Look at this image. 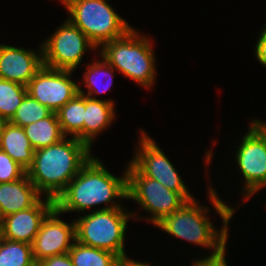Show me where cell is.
<instances>
[{"label":"cell","mask_w":266,"mask_h":266,"mask_svg":"<svg viewBox=\"0 0 266 266\" xmlns=\"http://www.w3.org/2000/svg\"><path fill=\"white\" fill-rule=\"evenodd\" d=\"M122 177H116L106 169L98 157L91 159L68 183L65 190L56 198L55 208L62 214L85 212L100 204H107L98 210L123 208L118 199H127V169Z\"/></svg>","instance_id":"obj_1"},{"label":"cell","mask_w":266,"mask_h":266,"mask_svg":"<svg viewBox=\"0 0 266 266\" xmlns=\"http://www.w3.org/2000/svg\"><path fill=\"white\" fill-rule=\"evenodd\" d=\"M91 148L76 137L63 138L60 142L34 152L33 163L27 170L29 180L37 191L56 200L68 183L91 159Z\"/></svg>","instance_id":"obj_2"},{"label":"cell","mask_w":266,"mask_h":266,"mask_svg":"<svg viewBox=\"0 0 266 266\" xmlns=\"http://www.w3.org/2000/svg\"><path fill=\"white\" fill-rule=\"evenodd\" d=\"M208 187H210L208 188V197L211 204L223 220L222 229H216L208 218L209 206H202L196 198L184 203L177 211L165 217L155 227L178 239H183L206 249L209 248V250L212 249L211 254H213L227 244L228 224L235 209L226 205L218 197L214 188Z\"/></svg>","instance_id":"obj_3"},{"label":"cell","mask_w":266,"mask_h":266,"mask_svg":"<svg viewBox=\"0 0 266 266\" xmlns=\"http://www.w3.org/2000/svg\"><path fill=\"white\" fill-rule=\"evenodd\" d=\"M152 47L150 38L131 28L124 36L104 43L99 54L122 75L149 89L156 79Z\"/></svg>","instance_id":"obj_4"},{"label":"cell","mask_w":266,"mask_h":266,"mask_svg":"<svg viewBox=\"0 0 266 266\" xmlns=\"http://www.w3.org/2000/svg\"><path fill=\"white\" fill-rule=\"evenodd\" d=\"M68 20L98 48L124 36L131 25L117 14L107 0H62Z\"/></svg>","instance_id":"obj_5"},{"label":"cell","mask_w":266,"mask_h":266,"mask_svg":"<svg viewBox=\"0 0 266 266\" xmlns=\"http://www.w3.org/2000/svg\"><path fill=\"white\" fill-rule=\"evenodd\" d=\"M75 220L76 241L80 244L125 255L124 239L127 222L137 216L124 208L89 211ZM135 214V215H134ZM139 217V218H138Z\"/></svg>","instance_id":"obj_6"},{"label":"cell","mask_w":266,"mask_h":266,"mask_svg":"<svg viewBox=\"0 0 266 266\" xmlns=\"http://www.w3.org/2000/svg\"><path fill=\"white\" fill-rule=\"evenodd\" d=\"M126 169L127 199L134 200L145 212L151 213L147 221L154 226L187 202L178 192L142 175L130 162Z\"/></svg>","instance_id":"obj_7"},{"label":"cell","mask_w":266,"mask_h":266,"mask_svg":"<svg viewBox=\"0 0 266 266\" xmlns=\"http://www.w3.org/2000/svg\"><path fill=\"white\" fill-rule=\"evenodd\" d=\"M251 121L235 152L237 167L245 178V201L266 187V122Z\"/></svg>","instance_id":"obj_8"},{"label":"cell","mask_w":266,"mask_h":266,"mask_svg":"<svg viewBox=\"0 0 266 266\" xmlns=\"http://www.w3.org/2000/svg\"><path fill=\"white\" fill-rule=\"evenodd\" d=\"M41 45L44 66L70 71H75L87 49H97L88 37L68 19Z\"/></svg>","instance_id":"obj_9"},{"label":"cell","mask_w":266,"mask_h":266,"mask_svg":"<svg viewBox=\"0 0 266 266\" xmlns=\"http://www.w3.org/2000/svg\"><path fill=\"white\" fill-rule=\"evenodd\" d=\"M139 143L130 163L144 176L160 182L167 189L178 192L186 201L194 195L183 182L178 171L159 145L141 130Z\"/></svg>","instance_id":"obj_10"},{"label":"cell","mask_w":266,"mask_h":266,"mask_svg":"<svg viewBox=\"0 0 266 266\" xmlns=\"http://www.w3.org/2000/svg\"><path fill=\"white\" fill-rule=\"evenodd\" d=\"M72 73L43 65L27 84V94L57 112L79 93V85L70 79Z\"/></svg>","instance_id":"obj_11"},{"label":"cell","mask_w":266,"mask_h":266,"mask_svg":"<svg viewBox=\"0 0 266 266\" xmlns=\"http://www.w3.org/2000/svg\"><path fill=\"white\" fill-rule=\"evenodd\" d=\"M60 212L54 208L41 223L32 243L35 262L67 253L76 241L75 221L70 224L59 219Z\"/></svg>","instance_id":"obj_12"},{"label":"cell","mask_w":266,"mask_h":266,"mask_svg":"<svg viewBox=\"0 0 266 266\" xmlns=\"http://www.w3.org/2000/svg\"><path fill=\"white\" fill-rule=\"evenodd\" d=\"M32 207L3 218L0 237L32 245L41 223L55 208V200L45 197Z\"/></svg>","instance_id":"obj_13"},{"label":"cell","mask_w":266,"mask_h":266,"mask_svg":"<svg viewBox=\"0 0 266 266\" xmlns=\"http://www.w3.org/2000/svg\"><path fill=\"white\" fill-rule=\"evenodd\" d=\"M24 49L0 44V79L27 86L43 67V50Z\"/></svg>","instance_id":"obj_14"},{"label":"cell","mask_w":266,"mask_h":266,"mask_svg":"<svg viewBox=\"0 0 266 266\" xmlns=\"http://www.w3.org/2000/svg\"><path fill=\"white\" fill-rule=\"evenodd\" d=\"M42 197L27 174L17 181L0 183V212L4 218L29 209Z\"/></svg>","instance_id":"obj_15"},{"label":"cell","mask_w":266,"mask_h":266,"mask_svg":"<svg viewBox=\"0 0 266 266\" xmlns=\"http://www.w3.org/2000/svg\"><path fill=\"white\" fill-rule=\"evenodd\" d=\"M115 102L109 99H93L85 96V115L83 122V142L90 148L97 134L106 130L115 118Z\"/></svg>","instance_id":"obj_16"},{"label":"cell","mask_w":266,"mask_h":266,"mask_svg":"<svg viewBox=\"0 0 266 266\" xmlns=\"http://www.w3.org/2000/svg\"><path fill=\"white\" fill-rule=\"evenodd\" d=\"M0 149L26 171L33 163L35 150L27 138L23 127L7 122L0 137Z\"/></svg>","instance_id":"obj_17"},{"label":"cell","mask_w":266,"mask_h":266,"mask_svg":"<svg viewBox=\"0 0 266 266\" xmlns=\"http://www.w3.org/2000/svg\"><path fill=\"white\" fill-rule=\"evenodd\" d=\"M23 129L34 150L56 144L66 137L61 130L56 112L24 126Z\"/></svg>","instance_id":"obj_18"},{"label":"cell","mask_w":266,"mask_h":266,"mask_svg":"<svg viewBox=\"0 0 266 266\" xmlns=\"http://www.w3.org/2000/svg\"><path fill=\"white\" fill-rule=\"evenodd\" d=\"M56 113L63 134L67 137L73 135L83 142L85 96L78 93Z\"/></svg>","instance_id":"obj_19"},{"label":"cell","mask_w":266,"mask_h":266,"mask_svg":"<svg viewBox=\"0 0 266 266\" xmlns=\"http://www.w3.org/2000/svg\"><path fill=\"white\" fill-rule=\"evenodd\" d=\"M100 58L102 59L88 64L85 70L86 72L83 75L84 86L88 91L85 92V90H82L79 86V94L92 99L93 94L106 93V91L110 89L113 83L114 71L116 70L103 57Z\"/></svg>","instance_id":"obj_20"},{"label":"cell","mask_w":266,"mask_h":266,"mask_svg":"<svg viewBox=\"0 0 266 266\" xmlns=\"http://www.w3.org/2000/svg\"><path fill=\"white\" fill-rule=\"evenodd\" d=\"M68 254L74 266H114L118 255L113 252L74 242Z\"/></svg>","instance_id":"obj_21"},{"label":"cell","mask_w":266,"mask_h":266,"mask_svg":"<svg viewBox=\"0 0 266 266\" xmlns=\"http://www.w3.org/2000/svg\"><path fill=\"white\" fill-rule=\"evenodd\" d=\"M32 245L0 237V266H31Z\"/></svg>","instance_id":"obj_22"},{"label":"cell","mask_w":266,"mask_h":266,"mask_svg":"<svg viewBox=\"0 0 266 266\" xmlns=\"http://www.w3.org/2000/svg\"><path fill=\"white\" fill-rule=\"evenodd\" d=\"M27 94V87L0 79V117L9 122Z\"/></svg>","instance_id":"obj_23"},{"label":"cell","mask_w":266,"mask_h":266,"mask_svg":"<svg viewBox=\"0 0 266 266\" xmlns=\"http://www.w3.org/2000/svg\"><path fill=\"white\" fill-rule=\"evenodd\" d=\"M52 113L45 105H42L35 98L26 94L21 105L17 108L15 115L9 122L15 126L24 127L50 116Z\"/></svg>","instance_id":"obj_24"},{"label":"cell","mask_w":266,"mask_h":266,"mask_svg":"<svg viewBox=\"0 0 266 266\" xmlns=\"http://www.w3.org/2000/svg\"><path fill=\"white\" fill-rule=\"evenodd\" d=\"M26 174L27 171L23 167L0 149V183L17 181Z\"/></svg>","instance_id":"obj_25"},{"label":"cell","mask_w":266,"mask_h":266,"mask_svg":"<svg viewBox=\"0 0 266 266\" xmlns=\"http://www.w3.org/2000/svg\"><path fill=\"white\" fill-rule=\"evenodd\" d=\"M39 264L41 266H74L68 252L45 258Z\"/></svg>","instance_id":"obj_26"},{"label":"cell","mask_w":266,"mask_h":266,"mask_svg":"<svg viewBox=\"0 0 266 266\" xmlns=\"http://www.w3.org/2000/svg\"><path fill=\"white\" fill-rule=\"evenodd\" d=\"M255 45V56L263 66H266V27L263 28Z\"/></svg>","instance_id":"obj_27"},{"label":"cell","mask_w":266,"mask_h":266,"mask_svg":"<svg viewBox=\"0 0 266 266\" xmlns=\"http://www.w3.org/2000/svg\"><path fill=\"white\" fill-rule=\"evenodd\" d=\"M114 266H150L147 261L140 262L129 258L126 254L118 256L114 262Z\"/></svg>","instance_id":"obj_28"},{"label":"cell","mask_w":266,"mask_h":266,"mask_svg":"<svg viewBox=\"0 0 266 266\" xmlns=\"http://www.w3.org/2000/svg\"><path fill=\"white\" fill-rule=\"evenodd\" d=\"M7 123V121L5 119H3L2 117H0V137L2 135V131L4 128V125Z\"/></svg>","instance_id":"obj_29"},{"label":"cell","mask_w":266,"mask_h":266,"mask_svg":"<svg viewBox=\"0 0 266 266\" xmlns=\"http://www.w3.org/2000/svg\"><path fill=\"white\" fill-rule=\"evenodd\" d=\"M2 221H3V216H2V214L0 212V227H1Z\"/></svg>","instance_id":"obj_30"},{"label":"cell","mask_w":266,"mask_h":266,"mask_svg":"<svg viewBox=\"0 0 266 266\" xmlns=\"http://www.w3.org/2000/svg\"><path fill=\"white\" fill-rule=\"evenodd\" d=\"M31 266H41V265L39 264V262H35Z\"/></svg>","instance_id":"obj_31"}]
</instances>
